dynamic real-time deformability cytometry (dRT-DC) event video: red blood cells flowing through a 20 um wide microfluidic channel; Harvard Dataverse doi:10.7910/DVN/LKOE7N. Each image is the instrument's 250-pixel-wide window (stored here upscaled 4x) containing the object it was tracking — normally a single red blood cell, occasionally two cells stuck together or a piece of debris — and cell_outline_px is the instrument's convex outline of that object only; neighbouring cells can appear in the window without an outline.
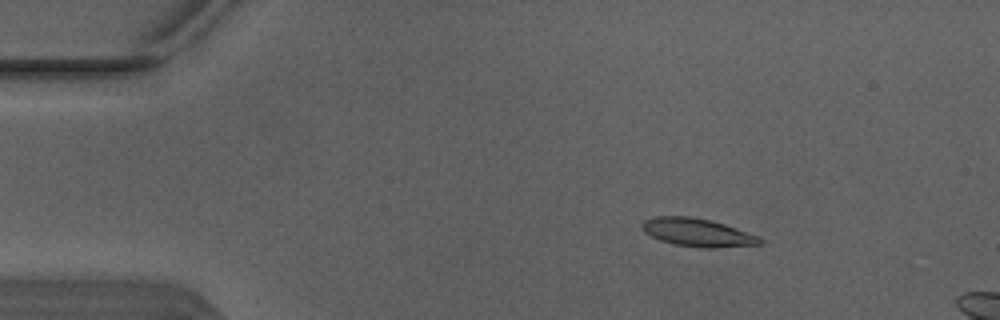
{"species": "Egyptian fruit bat (a non-hibernating species)", "species_latin": "Rousettus aegyptiacus", "temperature_condition": "warm", "stored_images_in_passage": 4, "camera_frame_rate_fps": 3000, "um_per_image_px": 0.085, "animal": {"sex": "male"}, "frame": {"image": 1, "passage_image": 2, "time_ms": 0.333, "image_size_px": [1000, 320], "cell_outline_px": [[764, 244], [716, 248], [704, 248], [672, 244], [660, 240], [644, 232], [640, 224], [644, 220], [656, 216], [688, 216], [712, 220], [760, 236], [764, 240]], "centroid_in_image_um": [59.32, 19.76], "position_along_channel_um": 25.7, "area_um2": 19.54}}